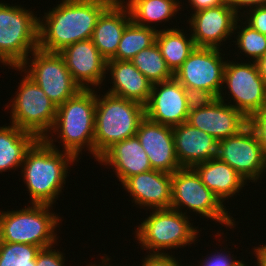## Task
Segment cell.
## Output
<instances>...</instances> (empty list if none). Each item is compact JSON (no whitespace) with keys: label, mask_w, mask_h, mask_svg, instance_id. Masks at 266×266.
Instances as JSON below:
<instances>
[{"label":"cell","mask_w":266,"mask_h":266,"mask_svg":"<svg viewBox=\"0 0 266 266\" xmlns=\"http://www.w3.org/2000/svg\"><path fill=\"white\" fill-rule=\"evenodd\" d=\"M112 0H61L39 18L38 49L60 52L79 41L92 38L101 13Z\"/></svg>","instance_id":"obj_1"},{"label":"cell","mask_w":266,"mask_h":266,"mask_svg":"<svg viewBox=\"0 0 266 266\" xmlns=\"http://www.w3.org/2000/svg\"><path fill=\"white\" fill-rule=\"evenodd\" d=\"M54 139H38L26 152L22 163L21 175L31 204L52 206L56 203L64 188L69 164L72 166L78 161L72 154L58 150L54 144L57 139Z\"/></svg>","instance_id":"obj_2"},{"label":"cell","mask_w":266,"mask_h":266,"mask_svg":"<svg viewBox=\"0 0 266 266\" xmlns=\"http://www.w3.org/2000/svg\"><path fill=\"white\" fill-rule=\"evenodd\" d=\"M93 89H81L58 106L54 126L46 136L57 134L59 142L63 143V151L76 159L84 148L94 157L96 92Z\"/></svg>","instance_id":"obj_3"},{"label":"cell","mask_w":266,"mask_h":266,"mask_svg":"<svg viewBox=\"0 0 266 266\" xmlns=\"http://www.w3.org/2000/svg\"><path fill=\"white\" fill-rule=\"evenodd\" d=\"M145 118V106L140 103L96 91L94 158H99L115 143L136 135Z\"/></svg>","instance_id":"obj_4"},{"label":"cell","mask_w":266,"mask_h":266,"mask_svg":"<svg viewBox=\"0 0 266 266\" xmlns=\"http://www.w3.org/2000/svg\"><path fill=\"white\" fill-rule=\"evenodd\" d=\"M30 205L20 210L0 211V242L30 244L42 249L57 244L55 231L62 223L61 217L50 212L51 205Z\"/></svg>","instance_id":"obj_5"},{"label":"cell","mask_w":266,"mask_h":266,"mask_svg":"<svg viewBox=\"0 0 266 266\" xmlns=\"http://www.w3.org/2000/svg\"><path fill=\"white\" fill-rule=\"evenodd\" d=\"M152 211L134 232L143 250H149V254H166L167 249L176 250L197 241L199 230L190 223L187 210L179 212L169 208Z\"/></svg>","instance_id":"obj_6"},{"label":"cell","mask_w":266,"mask_h":266,"mask_svg":"<svg viewBox=\"0 0 266 266\" xmlns=\"http://www.w3.org/2000/svg\"><path fill=\"white\" fill-rule=\"evenodd\" d=\"M39 18L20 5L0 2V62L20 67L38 49Z\"/></svg>","instance_id":"obj_7"},{"label":"cell","mask_w":266,"mask_h":266,"mask_svg":"<svg viewBox=\"0 0 266 266\" xmlns=\"http://www.w3.org/2000/svg\"><path fill=\"white\" fill-rule=\"evenodd\" d=\"M171 209L182 212L181 208L196 212L204 218H210L216 223L234 228V218L228 213L226 206L209 190L192 167H181L172 174ZM226 207V208H225ZM233 218V219H232Z\"/></svg>","instance_id":"obj_8"},{"label":"cell","mask_w":266,"mask_h":266,"mask_svg":"<svg viewBox=\"0 0 266 266\" xmlns=\"http://www.w3.org/2000/svg\"><path fill=\"white\" fill-rule=\"evenodd\" d=\"M20 80L18 91L12 98L11 121L18 128L44 139L54 126L57 106L26 73Z\"/></svg>","instance_id":"obj_9"},{"label":"cell","mask_w":266,"mask_h":266,"mask_svg":"<svg viewBox=\"0 0 266 266\" xmlns=\"http://www.w3.org/2000/svg\"><path fill=\"white\" fill-rule=\"evenodd\" d=\"M31 56L30 58L28 56L20 67H13V69L25 71L24 73L34 80L57 107L81 90L58 52L36 49Z\"/></svg>","instance_id":"obj_10"},{"label":"cell","mask_w":266,"mask_h":266,"mask_svg":"<svg viewBox=\"0 0 266 266\" xmlns=\"http://www.w3.org/2000/svg\"><path fill=\"white\" fill-rule=\"evenodd\" d=\"M247 60V63L226 60L223 86L225 84L230 93L227 99L232 97L234 101L232 104L229 100L227 104L249 119L255 112L266 109V84L257 63Z\"/></svg>","instance_id":"obj_11"},{"label":"cell","mask_w":266,"mask_h":266,"mask_svg":"<svg viewBox=\"0 0 266 266\" xmlns=\"http://www.w3.org/2000/svg\"><path fill=\"white\" fill-rule=\"evenodd\" d=\"M222 49L195 47L189 57L174 72V78L184 87L204 89L212 92L222 101L227 94L223 92V76L226 61ZM225 93V94H224Z\"/></svg>","instance_id":"obj_12"},{"label":"cell","mask_w":266,"mask_h":266,"mask_svg":"<svg viewBox=\"0 0 266 266\" xmlns=\"http://www.w3.org/2000/svg\"><path fill=\"white\" fill-rule=\"evenodd\" d=\"M216 158L230 165L247 182H257L266 172V159L249 125L236 135L218 141Z\"/></svg>","instance_id":"obj_13"},{"label":"cell","mask_w":266,"mask_h":266,"mask_svg":"<svg viewBox=\"0 0 266 266\" xmlns=\"http://www.w3.org/2000/svg\"><path fill=\"white\" fill-rule=\"evenodd\" d=\"M190 16L189 30L195 46L217 49L234 35L235 23L240 17L227 3L196 11Z\"/></svg>","instance_id":"obj_14"},{"label":"cell","mask_w":266,"mask_h":266,"mask_svg":"<svg viewBox=\"0 0 266 266\" xmlns=\"http://www.w3.org/2000/svg\"><path fill=\"white\" fill-rule=\"evenodd\" d=\"M188 109L184 86L175 78L155 83L145 105V117L171 127L187 122Z\"/></svg>","instance_id":"obj_15"},{"label":"cell","mask_w":266,"mask_h":266,"mask_svg":"<svg viewBox=\"0 0 266 266\" xmlns=\"http://www.w3.org/2000/svg\"><path fill=\"white\" fill-rule=\"evenodd\" d=\"M59 54L63 57L73 80L81 89H90L93 86L95 89L96 87L100 89L108 74L106 72L107 61L91 39L68 45Z\"/></svg>","instance_id":"obj_16"},{"label":"cell","mask_w":266,"mask_h":266,"mask_svg":"<svg viewBox=\"0 0 266 266\" xmlns=\"http://www.w3.org/2000/svg\"><path fill=\"white\" fill-rule=\"evenodd\" d=\"M153 170L173 174L181 168L176 152L173 127L144 118L136 132Z\"/></svg>","instance_id":"obj_17"},{"label":"cell","mask_w":266,"mask_h":266,"mask_svg":"<svg viewBox=\"0 0 266 266\" xmlns=\"http://www.w3.org/2000/svg\"><path fill=\"white\" fill-rule=\"evenodd\" d=\"M187 123L220 141L239 133L248 125V119L218 98L207 107L189 112Z\"/></svg>","instance_id":"obj_18"},{"label":"cell","mask_w":266,"mask_h":266,"mask_svg":"<svg viewBox=\"0 0 266 266\" xmlns=\"http://www.w3.org/2000/svg\"><path fill=\"white\" fill-rule=\"evenodd\" d=\"M172 174L158 170L133 175L122 186L140 208L169 209L172 202Z\"/></svg>","instance_id":"obj_19"},{"label":"cell","mask_w":266,"mask_h":266,"mask_svg":"<svg viewBox=\"0 0 266 266\" xmlns=\"http://www.w3.org/2000/svg\"><path fill=\"white\" fill-rule=\"evenodd\" d=\"M175 152L181 167L216 158L218 141L206 132L184 122L173 127Z\"/></svg>","instance_id":"obj_20"},{"label":"cell","mask_w":266,"mask_h":266,"mask_svg":"<svg viewBox=\"0 0 266 266\" xmlns=\"http://www.w3.org/2000/svg\"><path fill=\"white\" fill-rule=\"evenodd\" d=\"M111 166L121 184L129 177L148 172L152 166L137 135L115 143L98 160Z\"/></svg>","instance_id":"obj_21"},{"label":"cell","mask_w":266,"mask_h":266,"mask_svg":"<svg viewBox=\"0 0 266 266\" xmlns=\"http://www.w3.org/2000/svg\"><path fill=\"white\" fill-rule=\"evenodd\" d=\"M130 21L129 9L118 1H113L98 17L91 40L106 61L115 57L122 34Z\"/></svg>","instance_id":"obj_22"},{"label":"cell","mask_w":266,"mask_h":266,"mask_svg":"<svg viewBox=\"0 0 266 266\" xmlns=\"http://www.w3.org/2000/svg\"><path fill=\"white\" fill-rule=\"evenodd\" d=\"M106 70L113 83L106 93L146 105L153 84L131 61L108 60Z\"/></svg>","instance_id":"obj_23"},{"label":"cell","mask_w":266,"mask_h":266,"mask_svg":"<svg viewBox=\"0 0 266 266\" xmlns=\"http://www.w3.org/2000/svg\"><path fill=\"white\" fill-rule=\"evenodd\" d=\"M193 168L200 176L202 183L222 203L236 196V193H239L247 184V181L235 169L217 158L196 164Z\"/></svg>","instance_id":"obj_24"},{"label":"cell","mask_w":266,"mask_h":266,"mask_svg":"<svg viewBox=\"0 0 266 266\" xmlns=\"http://www.w3.org/2000/svg\"><path fill=\"white\" fill-rule=\"evenodd\" d=\"M38 138L11 123L0 126V173L22 166L26 152Z\"/></svg>","instance_id":"obj_25"},{"label":"cell","mask_w":266,"mask_h":266,"mask_svg":"<svg viewBox=\"0 0 266 266\" xmlns=\"http://www.w3.org/2000/svg\"><path fill=\"white\" fill-rule=\"evenodd\" d=\"M118 2L129 9L131 20L143 27L153 28L157 23H166L174 17L181 9L179 0H139L126 1L118 0ZM126 4V5H125ZM156 23L151 26L150 23Z\"/></svg>","instance_id":"obj_26"},{"label":"cell","mask_w":266,"mask_h":266,"mask_svg":"<svg viewBox=\"0 0 266 266\" xmlns=\"http://www.w3.org/2000/svg\"><path fill=\"white\" fill-rule=\"evenodd\" d=\"M186 35V36H185ZM180 28L158 29L156 43L167 66L174 73L195 49L194 40Z\"/></svg>","instance_id":"obj_27"},{"label":"cell","mask_w":266,"mask_h":266,"mask_svg":"<svg viewBox=\"0 0 266 266\" xmlns=\"http://www.w3.org/2000/svg\"><path fill=\"white\" fill-rule=\"evenodd\" d=\"M157 32L158 30L143 27L131 20L122 34L116 55L112 60L130 61L141 50L156 42Z\"/></svg>","instance_id":"obj_28"},{"label":"cell","mask_w":266,"mask_h":266,"mask_svg":"<svg viewBox=\"0 0 266 266\" xmlns=\"http://www.w3.org/2000/svg\"><path fill=\"white\" fill-rule=\"evenodd\" d=\"M130 61L152 84L174 78L156 42L141 50Z\"/></svg>","instance_id":"obj_29"},{"label":"cell","mask_w":266,"mask_h":266,"mask_svg":"<svg viewBox=\"0 0 266 266\" xmlns=\"http://www.w3.org/2000/svg\"><path fill=\"white\" fill-rule=\"evenodd\" d=\"M241 17L237 19V21H240V24L236 21L235 27H234V34L236 35V41L235 42L237 45L238 50H240V53L246 54L245 56L253 59L251 62H257L260 58H262L266 54V35H263L259 31L253 29L249 25H247L245 22L240 20ZM245 24V25H244ZM243 25V26H242ZM239 28V31H237ZM237 31V32H236Z\"/></svg>","instance_id":"obj_30"},{"label":"cell","mask_w":266,"mask_h":266,"mask_svg":"<svg viewBox=\"0 0 266 266\" xmlns=\"http://www.w3.org/2000/svg\"><path fill=\"white\" fill-rule=\"evenodd\" d=\"M41 249L30 244L0 242V266H36Z\"/></svg>","instance_id":"obj_31"},{"label":"cell","mask_w":266,"mask_h":266,"mask_svg":"<svg viewBox=\"0 0 266 266\" xmlns=\"http://www.w3.org/2000/svg\"><path fill=\"white\" fill-rule=\"evenodd\" d=\"M188 112L211 105L218 99L212 92L204 89L184 87Z\"/></svg>","instance_id":"obj_32"},{"label":"cell","mask_w":266,"mask_h":266,"mask_svg":"<svg viewBox=\"0 0 266 266\" xmlns=\"http://www.w3.org/2000/svg\"><path fill=\"white\" fill-rule=\"evenodd\" d=\"M215 251L216 254L211 253L209 256L206 255V258L201 260L198 263L199 265L197 266H247L244 263L245 261L237 260L235 257L231 256V253L229 251H226L225 248L224 251H222V248L220 252H218V250ZM188 266H194V265H188Z\"/></svg>","instance_id":"obj_33"},{"label":"cell","mask_w":266,"mask_h":266,"mask_svg":"<svg viewBox=\"0 0 266 266\" xmlns=\"http://www.w3.org/2000/svg\"><path fill=\"white\" fill-rule=\"evenodd\" d=\"M248 125L255 132L266 159V109L255 112L248 119Z\"/></svg>","instance_id":"obj_34"},{"label":"cell","mask_w":266,"mask_h":266,"mask_svg":"<svg viewBox=\"0 0 266 266\" xmlns=\"http://www.w3.org/2000/svg\"><path fill=\"white\" fill-rule=\"evenodd\" d=\"M243 11L241 17L244 15L242 18L245 19L246 17L247 19L246 21L244 20V22L263 35H266V6L255 7ZM245 13H247V15Z\"/></svg>","instance_id":"obj_35"},{"label":"cell","mask_w":266,"mask_h":266,"mask_svg":"<svg viewBox=\"0 0 266 266\" xmlns=\"http://www.w3.org/2000/svg\"><path fill=\"white\" fill-rule=\"evenodd\" d=\"M53 248L55 246L40 250L36 256V266H65V254Z\"/></svg>","instance_id":"obj_36"},{"label":"cell","mask_w":266,"mask_h":266,"mask_svg":"<svg viewBox=\"0 0 266 266\" xmlns=\"http://www.w3.org/2000/svg\"><path fill=\"white\" fill-rule=\"evenodd\" d=\"M166 254H149L145 255L142 266H183L181 261L179 262L175 256ZM187 266V265H186Z\"/></svg>","instance_id":"obj_37"},{"label":"cell","mask_w":266,"mask_h":266,"mask_svg":"<svg viewBox=\"0 0 266 266\" xmlns=\"http://www.w3.org/2000/svg\"><path fill=\"white\" fill-rule=\"evenodd\" d=\"M226 3L240 16L242 12L240 10L247 8L248 10L255 7L266 6V0H226ZM240 8V9H239Z\"/></svg>","instance_id":"obj_38"},{"label":"cell","mask_w":266,"mask_h":266,"mask_svg":"<svg viewBox=\"0 0 266 266\" xmlns=\"http://www.w3.org/2000/svg\"><path fill=\"white\" fill-rule=\"evenodd\" d=\"M193 12L201 11L208 8L217 7L226 3V0H188Z\"/></svg>","instance_id":"obj_39"},{"label":"cell","mask_w":266,"mask_h":266,"mask_svg":"<svg viewBox=\"0 0 266 266\" xmlns=\"http://www.w3.org/2000/svg\"><path fill=\"white\" fill-rule=\"evenodd\" d=\"M259 73L266 84V54L260 58L257 62Z\"/></svg>","instance_id":"obj_40"},{"label":"cell","mask_w":266,"mask_h":266,"mask_svg":"<svg viewBox=\"0 0 266 266\" xmlns=\"http://www.w3.org/2000/svg\"><path fill=\"white\" fill-rule=\"evenodd\" d=\"M101 260H102V264L103 265L102 264L101 265L100 264L99 265H96V264L94 265V264L91 263V264H88L86 266H108V264H109V266H113V265L110 264V261L109 260H111V259L108 256L102 257ZM108 261H109V263H107Z\"/></svg>","instance_id":"obj_41"}]
</instances>
